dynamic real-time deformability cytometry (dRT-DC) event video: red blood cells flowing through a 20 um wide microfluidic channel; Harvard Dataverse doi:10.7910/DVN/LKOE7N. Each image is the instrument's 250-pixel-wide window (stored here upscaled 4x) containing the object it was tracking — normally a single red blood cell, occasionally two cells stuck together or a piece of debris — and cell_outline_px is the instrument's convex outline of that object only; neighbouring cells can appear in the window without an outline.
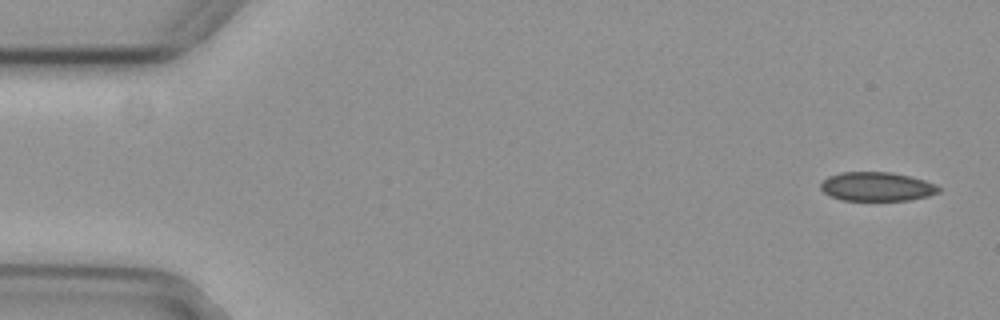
{"species": "common noctule bat (a hibernating species)", "species_latin": "Nyctalus noctula", "temperature_condition": "cold", "stored_images_in_passage": 5, "camera_frame_rate_fps": 3000, "um_per_image_px": 0.085, "animal": {"sex": "female", "body_mass_g": 29.2, "forearm_length_mm": 56.3}, "frame": {"image": 1, "passage_image": 1, "time_ms": 0.0, "image_size_px": [1000, 320], "cell_outline_px": [[940, 192], [928, 196], [908, 200], [844, 200], [832, 196], [824, 192], [820, 188], [820, 184], [828, 176], [840, 172], [888, 172], [908, 176], [924, 180], [936, 184], [940, 188]], "centroid_in_image_um": [74.53, 15.86], "position_along_channel_um": 10.5, "area_um2": 19.77}}
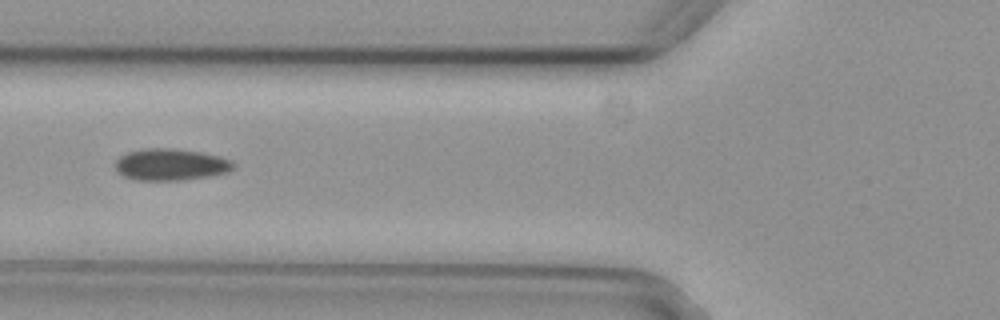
{"frame": {"image": 2, "passage_image": 5, "time_ms": 1.333, "image_size_px": [1000, 320], "cell_outline_px": [[236, 164], [228, 172], [208, 176], [180, 180], [136, 180], [124, 176], [116, 172], [116, 160], [120, 156], [128, 152], [148, 148], [172, 148], [200, 152], [220, 156], [232, 160]], "centroid_in_image_um": [14.51, 13.98], "position_along_channel_um": 111.3, "area_um2": 21.79}}